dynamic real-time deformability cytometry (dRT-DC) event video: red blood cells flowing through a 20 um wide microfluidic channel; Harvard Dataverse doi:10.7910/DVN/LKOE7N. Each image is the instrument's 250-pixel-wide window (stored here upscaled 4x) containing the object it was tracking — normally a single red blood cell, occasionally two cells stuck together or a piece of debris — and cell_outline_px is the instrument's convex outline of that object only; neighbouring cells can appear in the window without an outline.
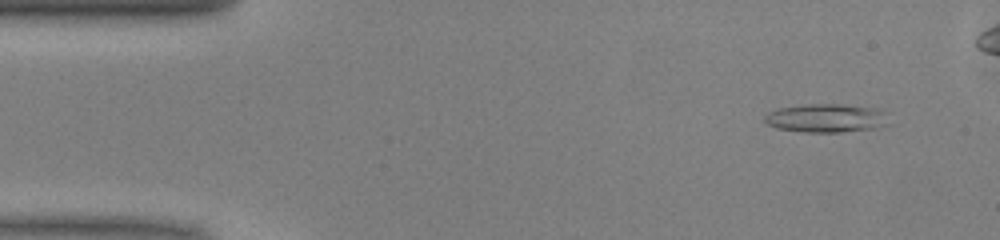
{"species": "common noctule bat (a hibernating species)", "species_latin": "Nyctalus noctula", "temperature_condition": "warm", "stored_images_in_passage": 41, "camera_frame_rate_fps": 3000, "um_per_image_px": 0.085, "animal": {"sex": "male", "body_mass_g": 13.0, "forearm_length_mm": 53.1}, "frame": {"image": 1, "passage_image": 1, "time_ms": 0.0, "image_size_px": [1000, 240], "cell_outline_px": [[888, 124], [876, 128], [840, 132], [804, 132], [776, 128], [768, 124], [764, 120], [764, 116], [768, 112], [776, 108], [804, 104], [840, 104], [884, 108]], "centroid_in_image_um": [70.24, 10.02], "position_along_channel_um": 14.8, "area_um2": 20.98}}
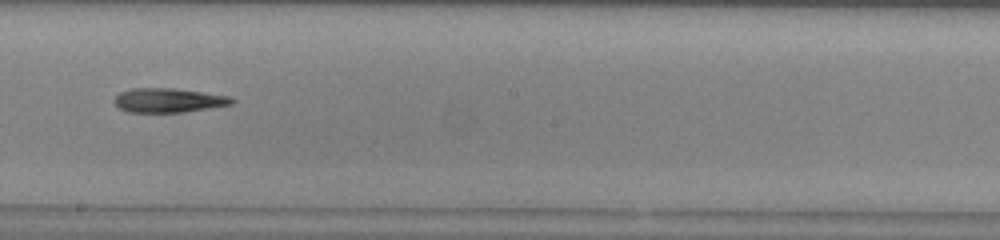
{"frame": {"image": 2, "passage_image": 24, "time_ms": 7.667, "image_size_px": [1000, 240], "cell_outline_px": [[236, 100], [232, 104], [184, 112], [128, 112], [120, 108], [112, 100], [120, 92], [132, 88], [172, 88], [228, 96]], "centroid_in_image_um": [14.28, 8.52], "position_along_channel_um": 233.9, "area_um2": 16.42}}
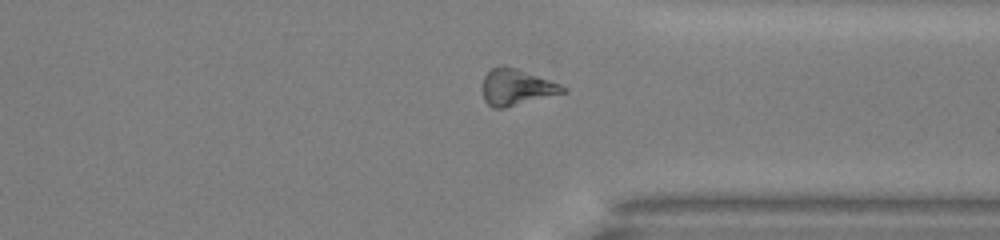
{"frame": {"image": 3, "passage_image": 34, "time_ms": 11.0, "image_size_px": [1000, 240], "cell_outline_px": [[568, 88], [564, 92], [504, 108], [492, 108], [484, 100], [480, 88], [484, 76], [492, 68], [504, 64], [516, 68], [560, 84]], "centroid_in_image_um": [43.82, 7.4], "position_along_channel_um": 367.6, "area_um2": 16.94}}